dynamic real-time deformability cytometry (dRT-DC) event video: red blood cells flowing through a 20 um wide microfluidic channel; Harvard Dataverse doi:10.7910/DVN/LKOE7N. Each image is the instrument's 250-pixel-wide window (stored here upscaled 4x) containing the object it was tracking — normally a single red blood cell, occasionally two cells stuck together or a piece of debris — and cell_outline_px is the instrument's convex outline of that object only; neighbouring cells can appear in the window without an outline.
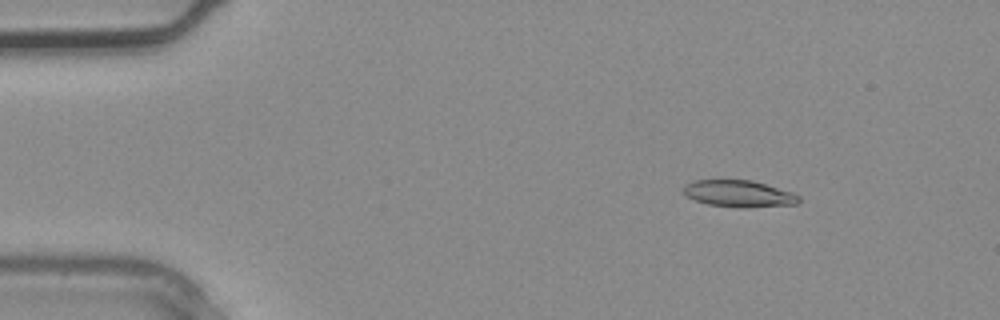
{"species": "common noctule bat (a hibernating species)", "species_latin": "Nyctalus noctula", "temperature_condition": "warm", "stored_images_in_passage": 2, "camera_frame_rate_fps": 3000, "um_per_image_px": 0.085, "animal": {"sex": "male", "body_mass_g": 20.4}, "frame": {"image": 1, "passage_image": 1, "time_ms": 0.0, "image_size_px": [1000, 320], "cell_outline_px": [[800, 200], [796, 204], [744, 208], [740, 208], [708, 204], [696, 200], [688, 196], [684, 192], [684, 184], [696, 180], [752, 180], [792, 192], [800, 196]], "centroid_in_image_um": [62.82, 16.46], "position_along_channel_um": 22.2, "area_um2": 17.86}}